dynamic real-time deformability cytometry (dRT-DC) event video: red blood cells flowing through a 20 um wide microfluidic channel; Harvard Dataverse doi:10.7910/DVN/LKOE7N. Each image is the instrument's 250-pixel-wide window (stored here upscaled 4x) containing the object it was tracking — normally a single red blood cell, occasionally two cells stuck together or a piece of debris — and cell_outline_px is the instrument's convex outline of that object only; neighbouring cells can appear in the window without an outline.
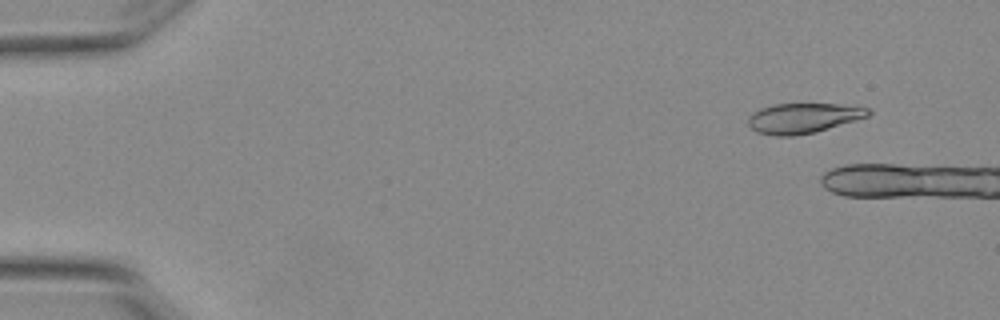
{"species": "Egyptian fruit bat (a non-hibernating species)", "species_latin": "Rousettus aegyptiacus", "temperature_condition": "warm", "stored_images_in_passage": 5, "camera_frame_rate_fps": 3000, "um_per_image_px": 0.085, "animal": {"sex": "female"}, "frame": {"image": 1, "passage_image": 2, "time_ms": 0.333, "image_size_px": [1000, 320], "cell_outline_px": [[872, 112], [868, 116], [812, 132], [792, 136], [776, 136], [756, 132], [748, 124], [748, 116], [752, 112], [760, 108], [776, 104], [836, 104], [868, 108]], "centroid_in_image_um": [68.2, 10.03], "position_along_channel_um": 16.8, "area_um2": 20.63}}